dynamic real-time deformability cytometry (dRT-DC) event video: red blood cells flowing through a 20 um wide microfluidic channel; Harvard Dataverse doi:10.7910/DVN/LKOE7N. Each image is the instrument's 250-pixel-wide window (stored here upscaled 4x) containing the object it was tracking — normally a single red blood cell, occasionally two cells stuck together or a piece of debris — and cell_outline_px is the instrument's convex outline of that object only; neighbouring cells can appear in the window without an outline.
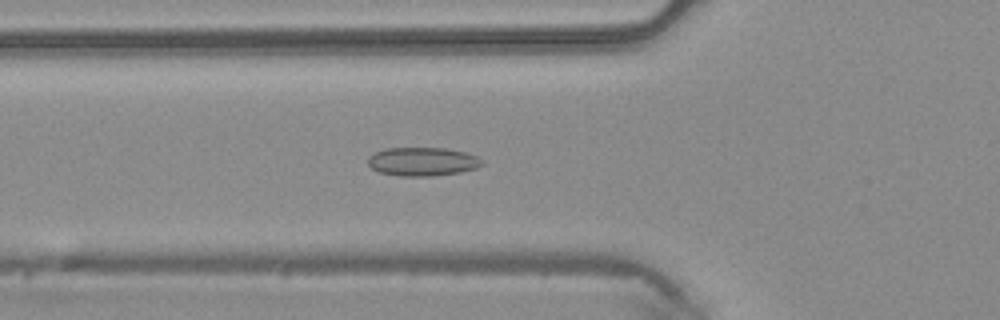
{"species": "common noctule bat (a hibernating species)", "species_latin": "Nyctalus noctula", "temperature_condition": "warm", "stored_images_in_passage": 47, "camera_frame_rate_fps": 3000, "um_per_image_px": 0.085, "animal": {"sex": "male", "body_mass_g": 20.4}, "frame": {"image": 1, "passage_image": 16, "time_ms": 5.0, "image_size_px": [1000, 320], "cell_outline_px": [[484, 164], [476, 168], [460, 172], [432, 176], [400, 176], [380, 172], [372, 168], [368, 164], [368, 156], [384, 148], [448, 148], [464, 152], [476, 156], [484, 160]], "centroid_in_image_um": [35.93, 13.73], "position_along_channel_um": 89.9, "area_um2": 19.07}}
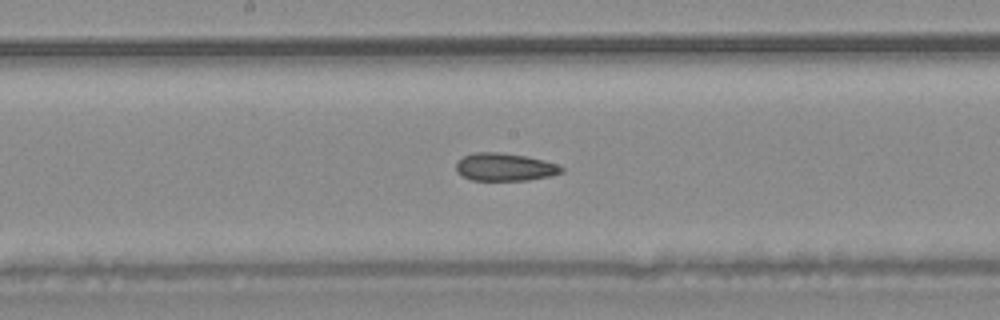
{"frame": {"image": 2, "passage_image": 24, "time_ms": 7.667, "image_size_px": [1000, 320], "cell_outline_px": [[564, 172], [552, 176], [528, 180], [472, 180], [456, 172], [456, 164], [464, 156], [476, 152], [500, 152], [528, 156], [556, 164], [564, 168]], "centroid_in_image_um": [42.93, 14.2], "position_along_channel_um": 205.3, "area_um2": 17.05}}
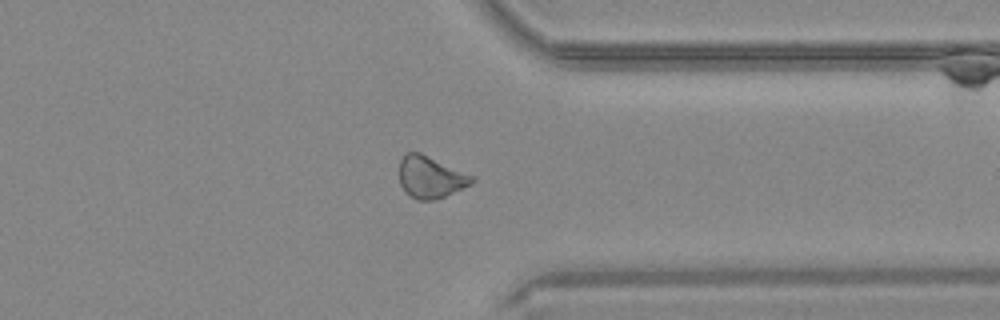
{"frame": {"image": 3, "passage_image": 36, "time_ms": 11.667, "image_size_px": [1000, 320], "cell_outline_px": [[476, 180], [444, 196], [432, 200], [416, 200], [408, 196], [404, 192], [400, 184], [400, 160], [408, 152], [420, 152], [476, 176]], "centroid_in_image_um": [36.58, 15.05], "position_along_channel_um": 374.8, "area_um2": 17.69}}